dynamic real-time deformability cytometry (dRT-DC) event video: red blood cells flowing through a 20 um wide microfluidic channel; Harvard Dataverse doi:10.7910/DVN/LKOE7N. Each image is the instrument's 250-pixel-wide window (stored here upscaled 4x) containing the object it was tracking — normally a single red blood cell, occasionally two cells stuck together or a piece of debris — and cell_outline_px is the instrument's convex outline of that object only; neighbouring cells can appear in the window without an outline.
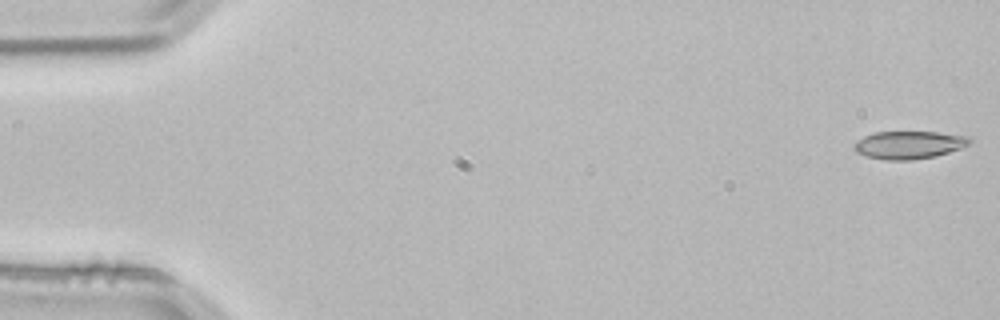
{"species": "common noctule bat (a hibernating species)", "species_latin": "Nyctalus noctula", "temperature_condition": "room temperature", "stored_images_in_passage": 3, "camera_frame_rate_fps": 3000, "um_per_image_px": 0.085, "animal": {"sex": "male", "body_mass_g": 21.5, "forearm_length_mm": 52.0}, "frame": {"image": 1, "passage_image": 1, "time_ms": 0.0, "image_size_px": [1000, 320], "cell_outline_px": [[972, 140], [968, 144], [960, 148], [936, 156], [912, 160], [884, 160], [868, 156], [856, 152], [852, 148], [852, 144], [856, 140], [864, 136], [876, 132], [936, 132], [968, 136]], "centroid_in_image_um": [77.22, 12.32], "position_along_channel_um": 7.8, "area_um2": 18.73}}
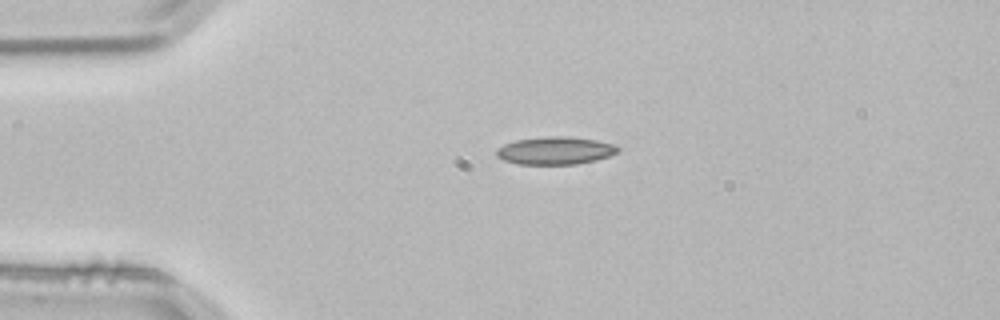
{"frame": {"image": 2, "passage_image": 3, "time_ms": 0.667, "image_size_px": [1000, 320], "cell_outline_px": [[620, 148], [616, 152], [608, 156], [596, 160], [576, 164], [516, 164], [504, 160], [496, 156], [496, 148], [504, 144], [516, 140], [544, 136], [568, 136], [596, 140], [616, 144]], "centroid_in_image_um": [47.18, 12.79], "position_along_channel_um": 37.8, "area_um2": 19.71}}